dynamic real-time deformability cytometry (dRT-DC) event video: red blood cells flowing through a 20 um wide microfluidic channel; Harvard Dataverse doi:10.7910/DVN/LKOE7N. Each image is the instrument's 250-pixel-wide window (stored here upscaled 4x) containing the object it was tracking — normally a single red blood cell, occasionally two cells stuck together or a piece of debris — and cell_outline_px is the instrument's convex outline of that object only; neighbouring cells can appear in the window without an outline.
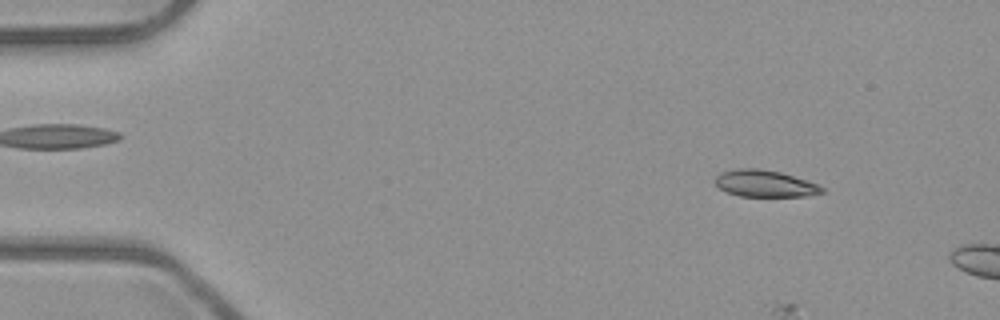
{"species": "common noctule bat (a hibernating species)", "species_latin": "Nyctalus noctula", "temperature_condition": "room temperature", "stored_images_in_passage": 10, "camera_frame_rate_fps": 3000, "um_per_image_px": 0.085, "animal": {"sex": "male", "body_mass_g": 23.1, "forearm_length_mm": 52.7}, "frame": {"image": 1, "passage_image": 6, "time_ms": 1.667, "image_size_px": [1000, 320], "cell_outline_px": [[824, 192], [804, 196], [740, 196], [728, 192], [720, 188], [716, 184], [716, 176], [720, 172], [740, 168], [760, 168], [780, 172], [816, 184], [824, 188]], "centroid_in_image_um": [64.98, 15.59], "position_along_channel_um": 20.0, "area_um2": 16.36}}